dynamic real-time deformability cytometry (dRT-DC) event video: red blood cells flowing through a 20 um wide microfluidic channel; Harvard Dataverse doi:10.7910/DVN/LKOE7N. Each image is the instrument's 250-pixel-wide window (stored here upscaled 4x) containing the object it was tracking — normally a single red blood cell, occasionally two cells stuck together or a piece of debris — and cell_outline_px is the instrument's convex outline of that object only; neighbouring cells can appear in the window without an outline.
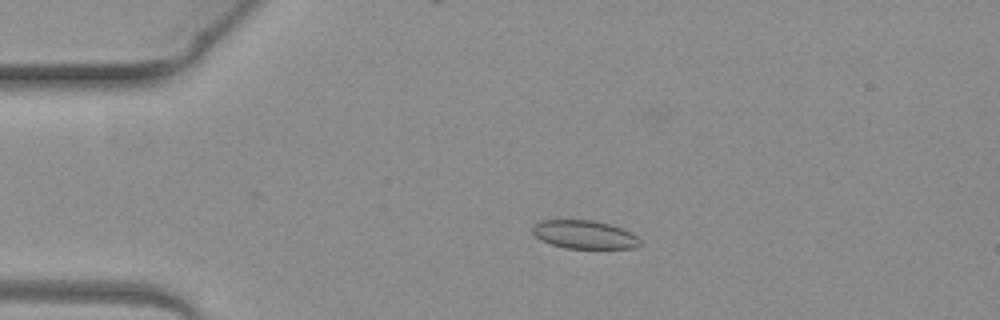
{"species": "common noctule bat (a hibernating species)", "species_latin": "Nyctalus noctula", "temperature_condition": "warm", "stored_images_in_passage": 4, "camera_frame_rate_fps": 3000, "um_per_image_px": 0.085, "animal": {"sex": "female", "body_mass_g": 19.3, "forearm_length_mm": 54.1}, "frame": {"image": 1, "passage_image": 3, "time_ms": 0.667, "image_size_px": [1000, 320], "cell_outline_px": [[640, 244], [632, 248], [564, 248], [540, 240], [532, 232], [532, 228], [540, 220], [592, 220], [608, 224], [632, 232], [640, 240]], "centroid_in_image_um": [49.65, 19.94], "position_along_channel_um": 35.3, "area_um2": 17.57}}